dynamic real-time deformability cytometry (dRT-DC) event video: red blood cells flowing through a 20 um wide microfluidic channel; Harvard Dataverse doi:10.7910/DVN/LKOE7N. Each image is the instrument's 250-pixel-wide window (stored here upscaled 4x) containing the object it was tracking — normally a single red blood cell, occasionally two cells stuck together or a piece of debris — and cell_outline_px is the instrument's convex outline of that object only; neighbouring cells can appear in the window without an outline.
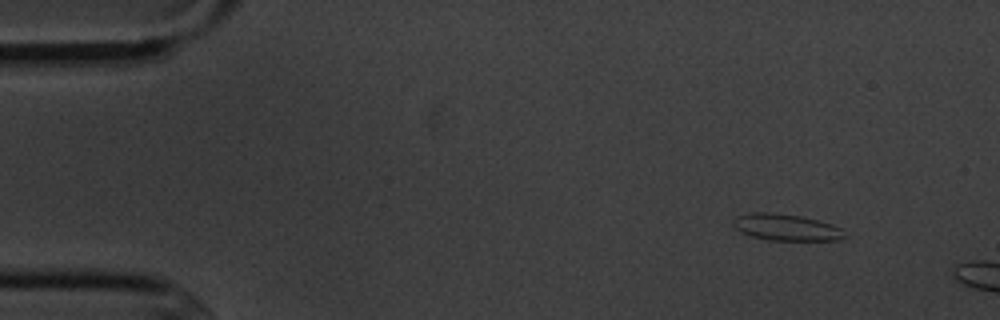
{"species": "common noctule bat (a hibernating species)", "species_latin": "Nyctalus noctula", "temperature_condition": "cold", "stored_images_in_passage": 2, "camera_frame_rate_fps": 3000, "um_per_image_px": 0.085, "animal": {"sex": "male", "body_mass_g": 20.1, "forearm_length_mm": 53.5}, "frame": {"image": 1, "passage_image": 1, "time_ms": 0.0, "image_size_px": [1000, 320], "cell_outline_px": [[844, 236], [840, 240], [772, 240], [748, 236], [740, 232], [732, 224], [732, 220], [736, 216], [752, 212], [768, 212], [800, 216], [832, 224], [840, 228]], "centroid_in_image_um": [66.74, 19.32], "position_along_channel_um": 18.3, "area_um2": 17.11}}